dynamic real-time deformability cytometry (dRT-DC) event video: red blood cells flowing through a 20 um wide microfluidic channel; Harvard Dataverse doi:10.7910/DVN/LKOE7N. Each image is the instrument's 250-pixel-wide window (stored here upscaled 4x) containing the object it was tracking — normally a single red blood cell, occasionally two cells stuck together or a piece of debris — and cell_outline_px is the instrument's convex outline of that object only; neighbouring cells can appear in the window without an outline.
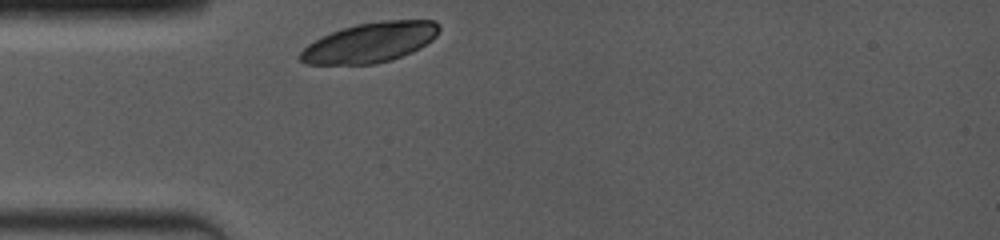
{"species": "common noctule bat (a hibernating species)", "species_latin": "Nyctalus noctula", "temperature_condition": "room temperature", "stored_images_in_passage": 9, "camera_frame_rate_fps": 4000, "um_per_image_px": 0.085, "animal": {"sex": "female", "body_mass_g": 19.0, "forearm_length_mm": 53.3}, "frame": {"image": 1, "passage_image": 1, "time_ms": 0.0, "image_size_px": [1000, 240], "cell_outline_px": [[440, 28], [436, 36], [432, 40], [420, 48], [412, 52], [392, 60], [376, 64], [304, 64], [300, 60], [300, 52], [308, 44], [332, 32], [356, 24], [380, 20], [432, 20], [440, 24]], "centroid_in_image_um": [31.49, 3.61], "position_along_channel_um": 53.5, "area_um2": 32.25}}